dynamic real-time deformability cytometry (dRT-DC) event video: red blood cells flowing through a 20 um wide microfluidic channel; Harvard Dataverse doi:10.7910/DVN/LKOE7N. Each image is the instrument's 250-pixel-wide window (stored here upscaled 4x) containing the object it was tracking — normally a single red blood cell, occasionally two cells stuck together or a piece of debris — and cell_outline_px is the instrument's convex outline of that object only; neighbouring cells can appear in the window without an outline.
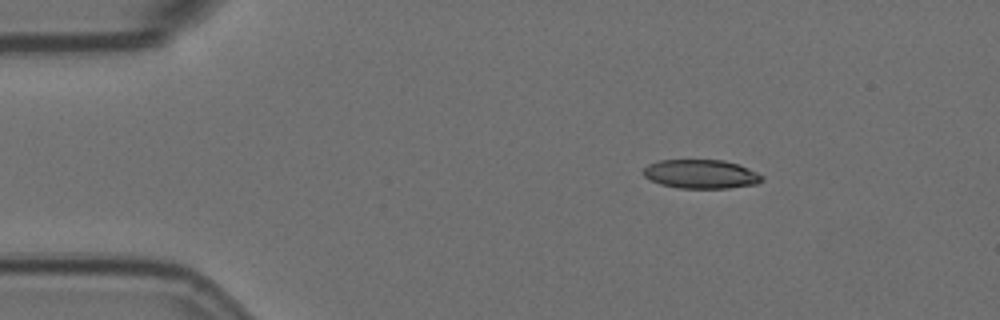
{"species": "Egyptian fruit bat (a non-hibernating species)", "species_latin": "Rousettus aegyptiacus", "temperature_condition": "room temperature", "stored_images_in_passage": 3, "segment_of_instrument_passage": [1, 2], "camera_frame_rate_fps": 3000, "um_per_image_px": 0.085, "animal": {"sex": "female"}, "frame": {"image": 1, "passage_image": 1, "time_ms": 0.0, "image_size_px": [1000, 320], "cell_outline_px": [[764, 180], [756, 184], [728, 188], [680, 188], [660, 184], [644, 176], [644, 168], [648, 164], [660, 160], [724, 160], [740, 164], [764, 176]], "centroid_in_image_um": [59.62, 14.79], "position_along_channel_um": 25.4, "area_um2": 20.0}}